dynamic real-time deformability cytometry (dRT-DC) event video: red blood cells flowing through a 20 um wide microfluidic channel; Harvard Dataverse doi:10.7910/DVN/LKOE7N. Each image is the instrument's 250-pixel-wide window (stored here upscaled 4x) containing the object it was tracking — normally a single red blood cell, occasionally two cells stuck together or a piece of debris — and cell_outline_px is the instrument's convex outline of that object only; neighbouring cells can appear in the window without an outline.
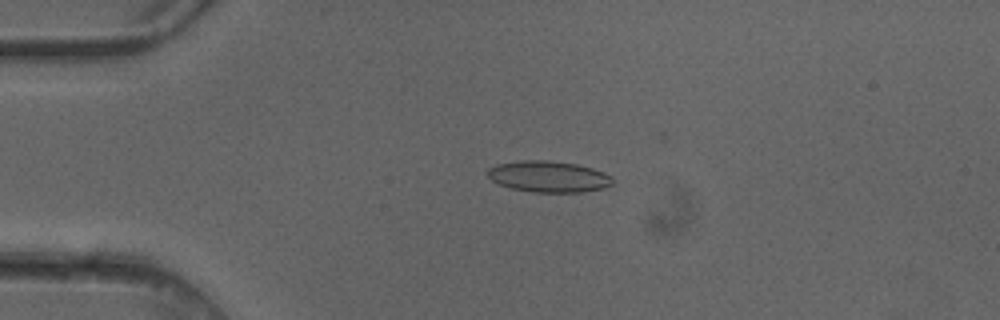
{"species": "common noctule bat (a hibernating species)", "species_latin": "Nyctalus noctula", "temperature_condition": "cold", "stored_images_in_passage": 3, "camera_frame_rate_fps": 3000, "um_per_image_px": 0.085, "animal": {"sex": "female"}, "frame": {"image": 1, "passage_image": 2, "time_ms": 0.333, "image_size_px": [1000, 320], "cell_outline_px": [[612, 184], [604, 188], [580, 192], [532, 192], [512, 188], [496, 184], [488, 176], [488, 168], [496, 164], [520, 160], [548, 160], [576, 164], [592, 168], [604, 172], [612, 176]], "centroid_in_image_um": [46.61, 15.0], "position_along_channel_um": 38.4, "area_um2": 22.83}}